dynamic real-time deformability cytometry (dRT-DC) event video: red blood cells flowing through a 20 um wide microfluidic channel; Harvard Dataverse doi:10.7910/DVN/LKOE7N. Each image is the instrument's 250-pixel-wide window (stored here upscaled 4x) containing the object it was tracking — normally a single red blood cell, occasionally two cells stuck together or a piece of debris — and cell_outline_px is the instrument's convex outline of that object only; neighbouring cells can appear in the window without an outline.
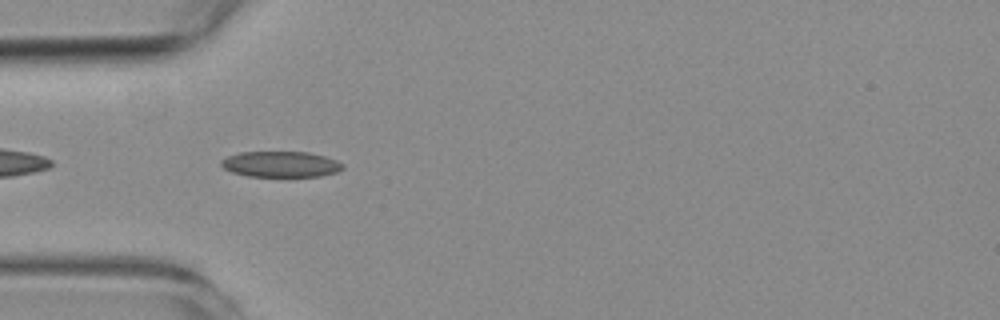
{"species": "common noctule bat (a hibernating species)", "species_latin": "Nyctalus noctula", "temperature_condition": "room temperature", "stored_images_in_passage": 6, "camera_frame_rate_fps": 3000, "um_per_image_px": 0.085, "animal": {"sex": "female", "body_mass_g": 19.3, "forearm_length_mm": 54.1}, "frame": {"image": 1, "passage_image": 3, "time_ms": 0.667, "image_size_px": [1000, 320], "cell_outline_px": [[344, 168], [336, 172], [320, 176], [248, 176], [232, 172], [224, 168], [220, 164], [220, 160], [228, 156], [240, 152], [308, 152], [324, 156], [336, 160], [344, 164]], "centroid_in_image_um": [23.86, 13.95], "position_along_channel_um": 61.1, "area_um2": 18.21}}